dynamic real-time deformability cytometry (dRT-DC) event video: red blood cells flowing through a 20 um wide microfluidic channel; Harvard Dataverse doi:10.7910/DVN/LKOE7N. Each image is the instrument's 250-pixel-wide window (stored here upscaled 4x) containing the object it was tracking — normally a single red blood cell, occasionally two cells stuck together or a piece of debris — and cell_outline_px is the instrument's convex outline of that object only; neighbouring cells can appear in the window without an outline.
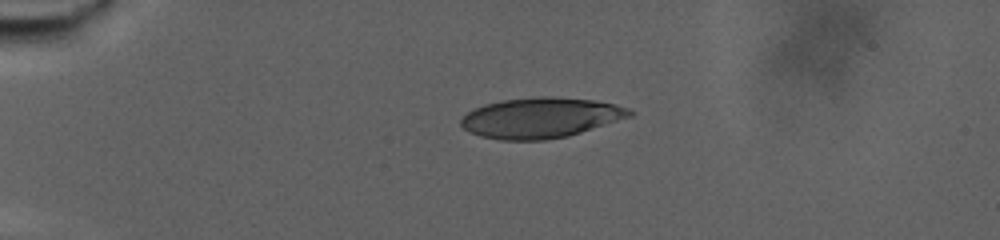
{"species": "human", "species_latin": "Homo sapiens", "temperature_condition": "warm", "stored_images_in_passage": 51, "camera_frame_rate_fps": 3000, "um_per_image_px": 0.085, "donor": {"sex": "male"}, "frame": {"image": 1, "passage_image": 1, "time_ms": 0.0, "image_size_px": [1000, 240], "cell_outline_px": [[636, 112], [632, 116], [568, 136], [544, 140], [500, 140], [480, 136], [468, 132], [460, 124], [460, 120], [468, 112], [484, 104], [504, 100], [540, 96], [552, 96], [596, 100], [616, 104], [628, 108]], "centroid_in_image_um": [45.98, 10.01], "position_along_channel_um": 39.0, "area_um2": 39.77}}
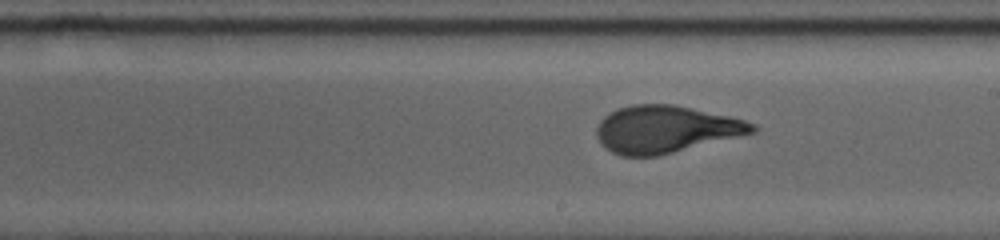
{"frame": {"image": 2, "passage_image": 29, "time_ms": 9.333, "image_size_px": [1000, 240], "cell_outline_px": [[760, 128], [756, 132], [660, 156], [620, 156], [604, 148], [600, 144], [596, 136], [596, 128], [600, 120], [604, 116], [616, 108], [632, 104], [672, 104], [728, 116], [744, 120], [756, 124]], "centroid_in_image_um": [56.55, 11.0], "position_along_channel_um": 232.4, "area_um2": 43.18}}
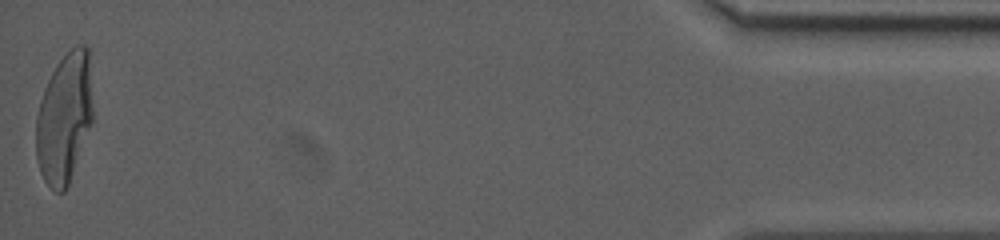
{"frame": {"image": 3, "passage_image": 51, "time_ms": 16.667, "image_size_px": [1000, 240], "cell_outline_px": [[92, 120], [68, 184], [64, 192], [56, 192], [44, 180], [40, 172], [36, 160], [36, 116], [40, 100], [44, 88], [56, 64], [76, 44], [84, 44], [88, 48], [92, 108]], "centroid_in_image_um": [5.44, 10.02], "position_along_channel_um": 429.8, "area_um2": 42.54}, "authors_computed_cell_mechanics": {"area_um2": 42.483, "velocity_mm_per_s": 2.6886, "shape_relaxation_time_tau1_ms": 7.0211, "shape_relaxation_time_tau2_ms": null, "deformation_change_tau1": 0.2537, "deformation_change_tau2": null}}